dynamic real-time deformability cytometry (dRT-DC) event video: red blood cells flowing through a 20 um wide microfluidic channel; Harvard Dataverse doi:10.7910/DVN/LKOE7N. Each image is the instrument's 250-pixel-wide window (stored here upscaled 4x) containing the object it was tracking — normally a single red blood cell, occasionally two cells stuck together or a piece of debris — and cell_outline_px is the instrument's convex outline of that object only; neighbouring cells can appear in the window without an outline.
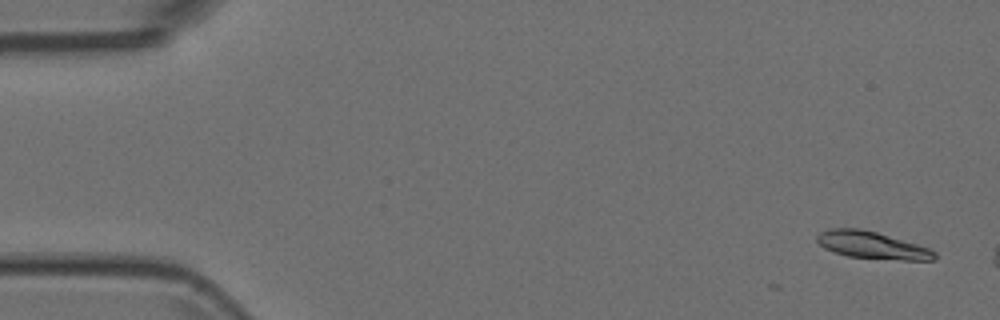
{"species": "Egyptian fruit bat (a non-hibernating species)", "species_latin": "Rousettus aegyptiacus", "temperature_condition": "room temperature", "stored_images_in_passage": 3, "camera_frame_rate_fps": 3000, "um_per_image_px": 0.085, "animal": {"sex": "female"}, "frame": {"image": 1, "passage_image": 1, "time_ms": 0.0, "image_size_px": [1000, 320], "cell_outline_px": [[936, 260], [900, 260], [848, 256], [824, 248], [816, 240], [816, 236], [820, 232], [828, 228], [860, 228], [876, 232], [916, 244], [928, 248], [936, 252]], "centroid_in_image_um": [74.11, 20.83], "position_along_channel_um": 10.9, "area_um2": 18.44}}